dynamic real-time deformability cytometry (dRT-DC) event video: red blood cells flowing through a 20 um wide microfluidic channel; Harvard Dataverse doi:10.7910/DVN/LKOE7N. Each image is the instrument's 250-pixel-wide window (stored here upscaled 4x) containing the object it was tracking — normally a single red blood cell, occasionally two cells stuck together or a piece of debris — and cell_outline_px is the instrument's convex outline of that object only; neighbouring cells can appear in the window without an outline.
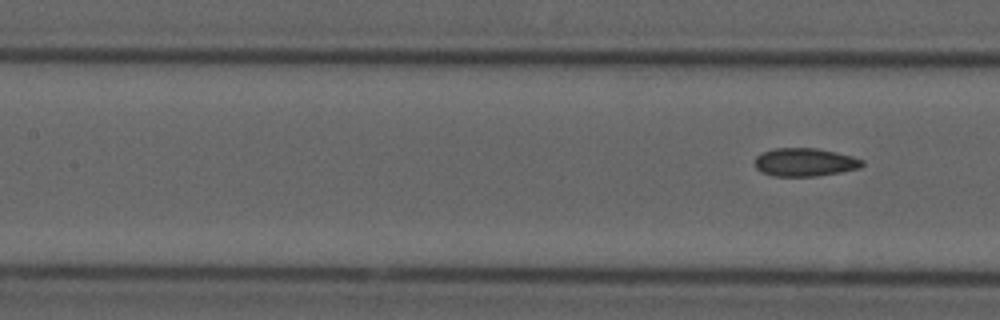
{"species": "common noctule bat (a hibernating species)", "species_latin": "Nyctalus noctula", "temperature_condition": "cold", "stored_images_in_passage": 4, "segment_of_instrument_passage": [2, 2], "camera_frame_rate_fps": 3000, "um_per_image_px": 0.085, "animal": {"sex": "male", "forearm_length_mm": 52.5}, "frame": {"image": 1, "passage_image": 4, "time_ms": 1.0, "image_size_px": [1000, 320], "cell_outline_px": [[864, 164], [860, 168], [840, 172], [816, 176], [772, 176], [760, 172], [756, 168], [756, 156], [772, 148], [816, 148], [836, 152], [852, 156], [864, 160]], "centroid_in_image_um": [68.41, 13.79], "position_along_channel_um": 139.0, "area_um2": 17.69}}